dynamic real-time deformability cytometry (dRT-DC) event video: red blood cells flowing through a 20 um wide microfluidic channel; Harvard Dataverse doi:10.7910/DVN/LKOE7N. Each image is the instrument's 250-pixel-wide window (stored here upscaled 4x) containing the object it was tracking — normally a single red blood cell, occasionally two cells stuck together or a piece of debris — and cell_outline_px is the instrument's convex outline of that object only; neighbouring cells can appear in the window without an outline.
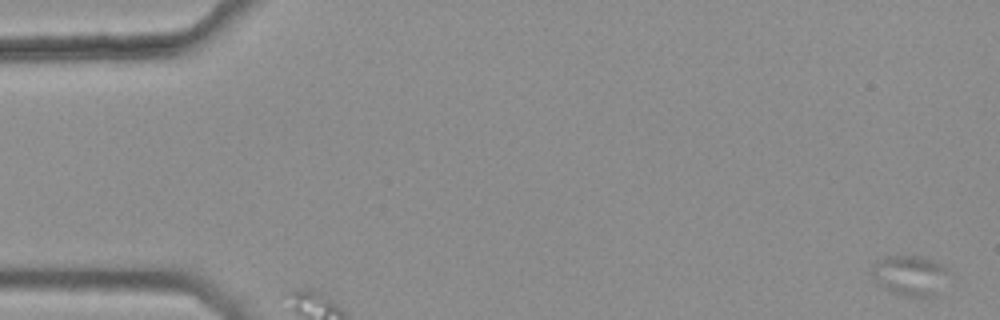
{"species": "common noctule bat (a hibernating species)", "species_latin": "Nyctalus noctula", "temperature_condition": "warm", "stored_images_in_passage": 15, "camera_frame_rate_fps": 3000, "um_per_image_px": 0.085, "animal": {"sex": "female", "body_mass_g": 25.1}, "frame": {"image": 1, "passage_image": 3, "time_ms": 0.667, "image_size_px": [1000, 320], "cell_outline_px": [[952, 272], [936, 296], [908, 296], [892, 292], [876, 284], [872, 276], [872, 264], [876, 260], [884, 256], [916, 256], [932, 260], [940, 264]], "centroid_in_image_um": [77.35, 23.41], "position_along_channel_um": 7.7, "area_um2": 18.21}}